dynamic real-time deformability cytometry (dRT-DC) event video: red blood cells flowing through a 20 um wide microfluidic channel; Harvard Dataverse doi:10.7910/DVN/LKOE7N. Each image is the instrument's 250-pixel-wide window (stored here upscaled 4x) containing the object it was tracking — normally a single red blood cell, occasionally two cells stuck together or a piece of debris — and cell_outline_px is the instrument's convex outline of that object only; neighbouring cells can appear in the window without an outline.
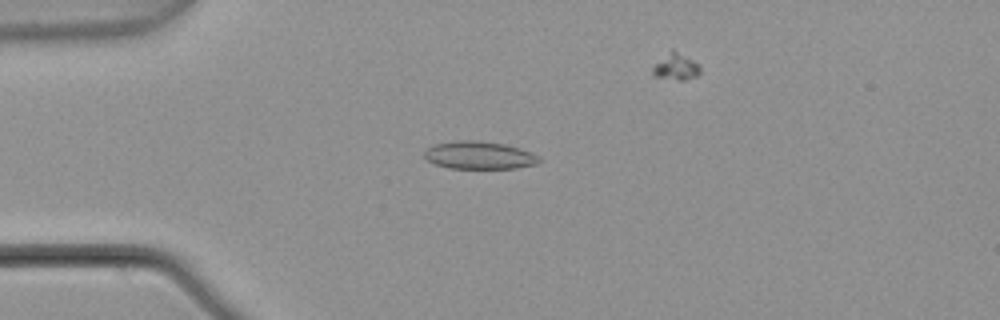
{"species": "common noctule bat (a hibernating species)", "species_latin": "Nyctalus noctula", "temperature_condition": "warm", "stored_images_in_passage": 6, "camera_frame_rate_fps": 3000, "um_per_image_px": 0.085, "animal": {"sex": "male", "body_mass_g": 21.5, "forearm_length_mm": 52.0}, "frame": {"image": 1, "passage_image": 4, "time_ms": 1.0, "image_size_px": [1000, 320], "cell_outline_px": [[540, 160], [536, 164], [516, 168], [448, 168], [432, 164], [424, 156], [424, 148], [436, 144], [460, 140], [476, 140], [504, 144], [532, 152], [540, 156]], "centroid_in_image_um": [40.7, 13.2], "position_along_channel_um": 44.3, "area_um2": 18.61}}